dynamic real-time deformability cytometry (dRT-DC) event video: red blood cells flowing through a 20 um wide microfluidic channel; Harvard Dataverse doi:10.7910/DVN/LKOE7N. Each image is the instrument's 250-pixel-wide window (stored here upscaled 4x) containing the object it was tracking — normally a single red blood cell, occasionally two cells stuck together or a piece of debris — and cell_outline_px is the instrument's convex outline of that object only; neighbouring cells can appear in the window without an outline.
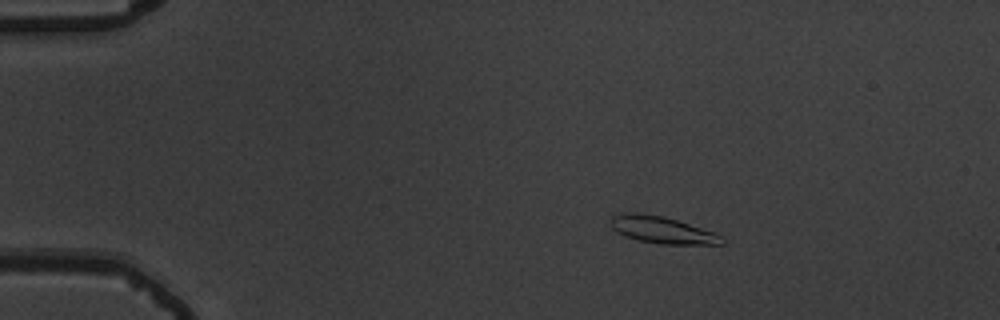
{"species": "common noctule bat (a hibernating species)", "species_latin": "Nyctalus noctula", "temperature_condition": "warm", "stored_images_in_passage": 51, "camera_frame_rate_fps": 3000, "um_per_image_px": 0.085, "animal": {"sex": "male", "body_mass_g": 19.5, "forearm_length_mm": 54.6}, "frame": {"image": 1, "passage_image": 5, "time_ms": 1.333, "image_size_px": [1000, 320], "cell_outline_px": [[724, 244], [660, 244], [640, 240], [624, 236], [616, 232], [608, 224], [608, 220], [612, 216], [624, 212], [636, 212], [664, 216], [716, 232], [724, 236]], "centroid_in_image_um": [56.26, 19.53], "position_along_channel_um": 28.7, "area_um2": 17.8}}
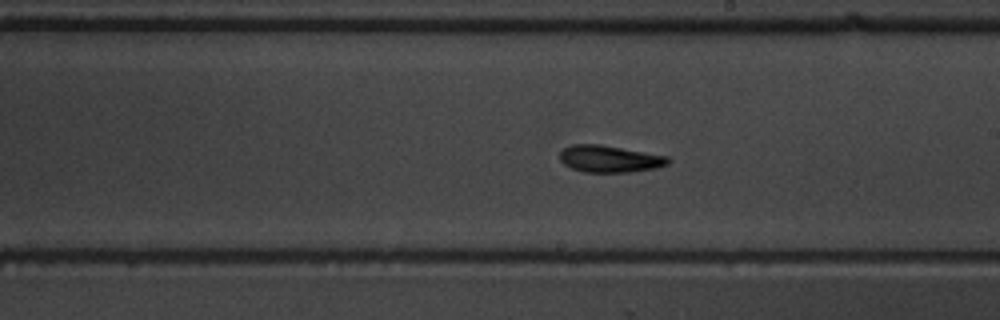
{"frame": {"image": 2, "passage_image": 28, "time_ms": 9.0, "image_size_px": [1000, 320], "cell_outline_px": [[672, 160], [668, 164], [656, 168], [628, 172], [584, 172], [572, 168], [564, 164], [560, 160], [560, 152], [564, 148], [572, 144], [600, 144], [668, 156]], "centroid_in_image_um": [51.83, 13.5], "position_along_channel_um": 237.2, "area_um2": 16.99}}
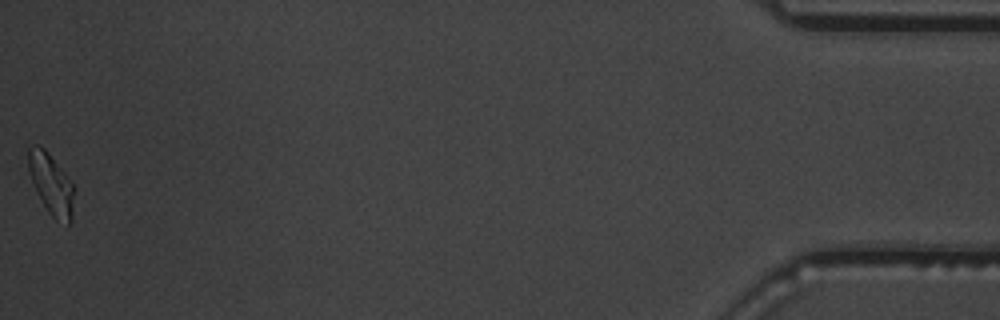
{"frame": {"image": 3, "passage_image": 51, "time_ms": 16.667, "image_size_px": [1000, 320], "cell_outline_px": [[72, 220], [68, 224], [56, 220], [48, 212], [36, 192], [28, 172], [28, 148], [32, 144], [40, 144], [44, 148], [64, 172], [72, 184]], "centroid_in_image_um": [4.3, 15.62], "position_along_channel_um": 430.9, "area_um2": 16.01}, "authors_computed_cell_mechanics": {"area_um2": 16.8198, "velocity_mm_per_s": 3.6824, "shape_relaxation_time_tau1_ms": 4.6387, "shape_relaxation_time_tau2_ms": 5.067, "deformation_change_tau1": 0.1944, "deformation_change_tau2": 0.1237}}